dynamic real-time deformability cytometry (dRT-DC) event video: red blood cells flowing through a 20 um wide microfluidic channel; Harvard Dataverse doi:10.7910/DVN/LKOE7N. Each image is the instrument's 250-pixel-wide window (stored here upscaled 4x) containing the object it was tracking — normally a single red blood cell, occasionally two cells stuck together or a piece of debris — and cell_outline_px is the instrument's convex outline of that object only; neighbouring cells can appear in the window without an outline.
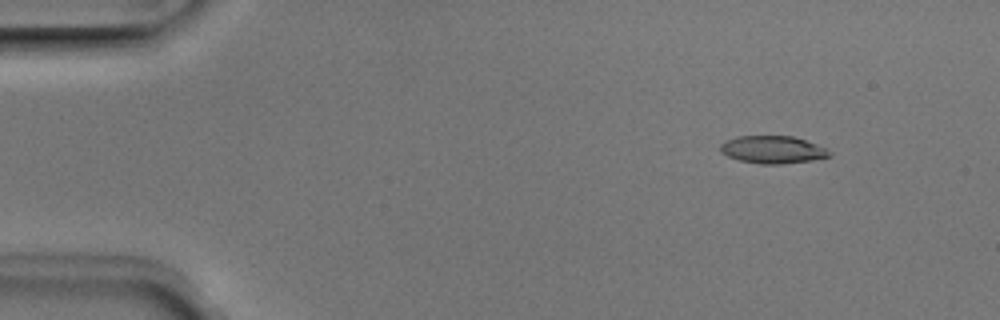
{"species": "Egyptian fruit bat (a non-hibernating species)", "species_latin": "Rousettus aegyptiacus", "temperature_condition": "room temperature", "stored_images_in_passage": 51, "camera_frame_rate_fps": 3000, "um_per_image_px": 0.085, "animal": {"sex": "male"}, "frame": {"image": 1, "passage_image": 6, "time_ms": 1.667, "image_size_px": [1000, 320], "cell_outline_px": [[832, 156], [812, 160], [780, 164], [760, 164], [740, 160], [728, 156], [720, 152], [720, 144], [724, 140], [736, 136], [792, 136], [816, 144], [832, 152]], "centroid_in_image_um": [65.65, 12.72], "position_along_channel_um": 19.4, "area_um2": 17.51}}
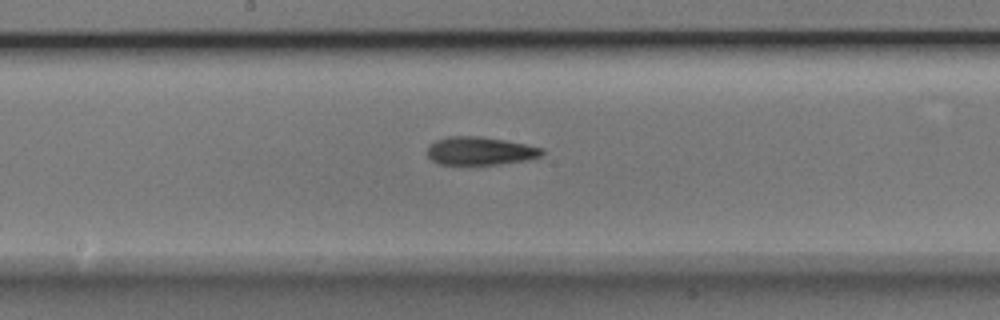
{"frame": {"image": 2, "passage_image": 27, "time_ms": 8.667, "image_size_px": [1000, 320], "cell_outline_px": [[544, 152], [540, 156], [528, 160], [500, 164], [440, 164], [432, 160], [428, 156], [428, 144], [436, 140], [448, 136], [480, 136], [504, 140], [544, 148]], "centroid_in_image_um": [40.81, 12.82], "position_along_channel_um": 207.4, "area_um2": 18.79}}
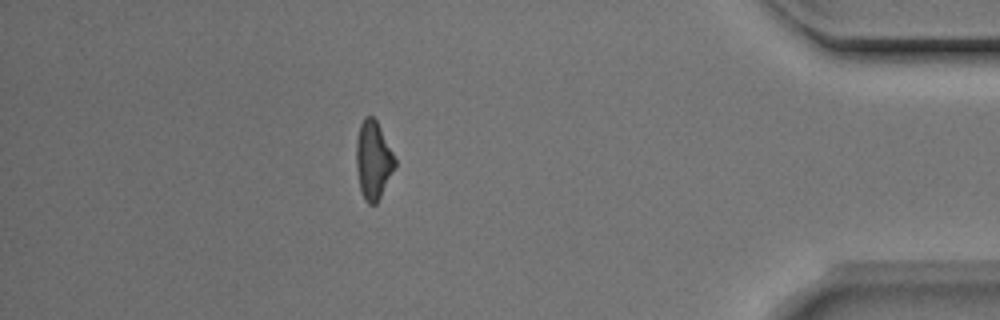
{"frame": {"image": 3, "passage_image": 45, "time_ms": 14.667, "image_size_px": [1000, 320], "cell_outline_px": [[396, 164], [376, 204], [368, 204], [364, 200], [360, 188], [356, 168], [356, 140], [360, 124], [364, 116], [372, 116], [376, 120], [396, 160]], "centroid_in_image_um": [31.69, 13.6], "position_along_channel_um": 403.5, "area_um2": 17.34}, "authors_computed_cell_mechanics": {"area_um2": 18.0914, "velocity_mm_per_s": 3.982, "shape_relaxation_time_tau1_ms": 3.4901, "shape_relaxation_time_tau2_ms": 3.6827, "deformation_change_tau1": 0.1416, "deformation_change_tau2": 0.1338}}